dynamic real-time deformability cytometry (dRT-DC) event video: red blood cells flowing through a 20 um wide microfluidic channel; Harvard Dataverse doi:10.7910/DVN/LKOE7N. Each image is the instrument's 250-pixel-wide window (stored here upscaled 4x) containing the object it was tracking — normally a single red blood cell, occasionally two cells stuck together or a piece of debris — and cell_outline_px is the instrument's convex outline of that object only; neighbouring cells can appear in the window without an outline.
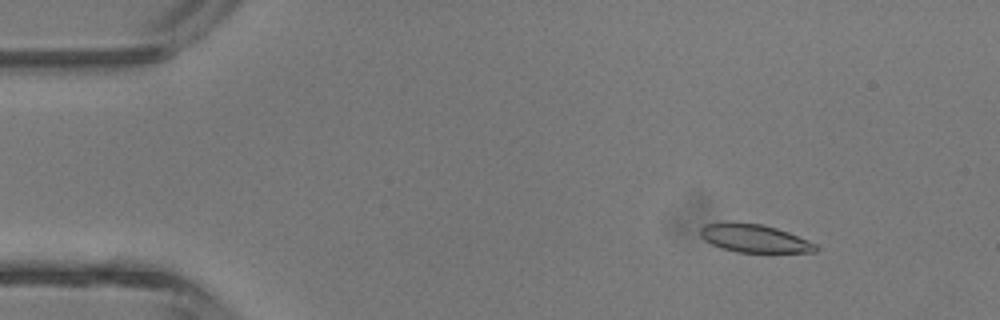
{"species": "common noctule bat (a hibernating species)", "species_latin": "Nyctalus noctula", "temperature_condition": "room temperature", "stored_images_in_passage": 4, "camera_frame_rate_fps": 3000, "um_per_image_px": 0.085, "animal": {"sex": "male", "body_mass_g": 13.3}, "frame": {"image": 1, "passage_image": 2, "time_ms": 1.0, "image_size_px": [1000, 320], "cell_outline_px": [[820, 248], [816, 252], [736, 252], [720, 248], [704, 240], [700, 236], [700, 228], [704, 224], [728, 220], [760, 224], [776, 228], [788, 232], [808, 240], [816, 244]], "centroid_in_image_um": [64.07, 20.24], "position_along_channel_um": 20.9, "area_um2": 19.25}}
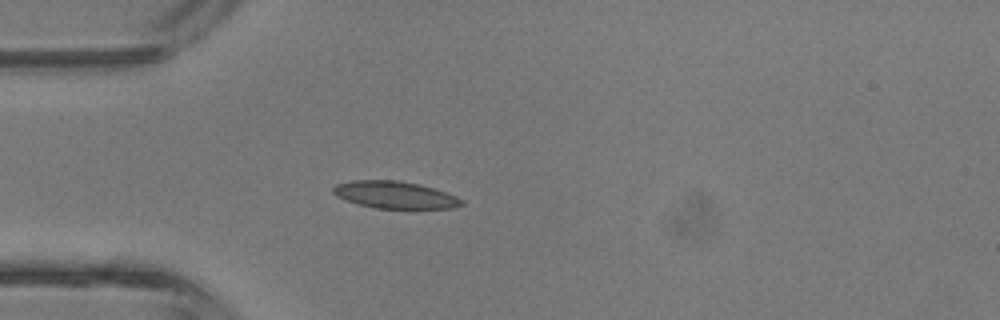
{"frame": {"image": 2, "passage_image": 4, "time_ms": 3.333, "image_size_px": [1000, 320], "cell_outline_px": [[464, 204], [452, 208], [376, 208], [360, 204], [336, 196], [332, 192], [332, 188], [336, 184], [352, 180], [396, 180], [420, 184], [456, 196], [464, 200]], "centroid_in_image_um": [33.56, 16.55], "position_along_channel_um": 51.4, "area_um2": 20.11}}